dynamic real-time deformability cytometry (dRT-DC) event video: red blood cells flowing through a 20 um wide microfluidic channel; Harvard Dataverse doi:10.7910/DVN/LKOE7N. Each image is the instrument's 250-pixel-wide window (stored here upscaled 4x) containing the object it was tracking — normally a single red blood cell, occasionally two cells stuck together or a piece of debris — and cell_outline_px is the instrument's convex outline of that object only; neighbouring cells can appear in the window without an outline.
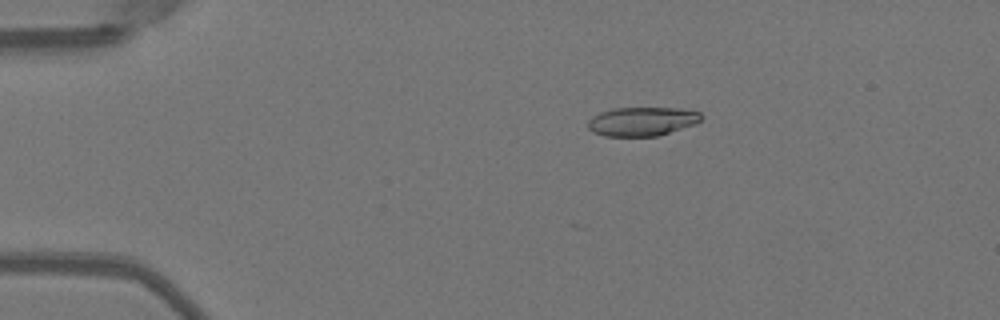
{"species": "Egyptian fruit bat (a non-hibernating species)", "species_latin": "Rousettus aegyptiacus", "temperature_condition": "warm", "stored_images_in_passage": 15, "camera_frame_rate_fps": 3000, "um_per_image_px": 0.085, "animal": {"sex": "female"}, "frame": {"image": 1, "passage_image": 10, "time_ms": 3.0, "image_size_px": [1000, 320], "cell_outline_px": [[704, 116], [696, 124], [656, 136], [604, 136], [592, 132], [588, 128], [588, 120], [592, 116], [600, 112], [612, 108], [680, 108], [700, 112]], "centroid_in_image_um": [54.57, 10.31], "position_along_channel_um": 30.4, "area_um2": 19.19}}